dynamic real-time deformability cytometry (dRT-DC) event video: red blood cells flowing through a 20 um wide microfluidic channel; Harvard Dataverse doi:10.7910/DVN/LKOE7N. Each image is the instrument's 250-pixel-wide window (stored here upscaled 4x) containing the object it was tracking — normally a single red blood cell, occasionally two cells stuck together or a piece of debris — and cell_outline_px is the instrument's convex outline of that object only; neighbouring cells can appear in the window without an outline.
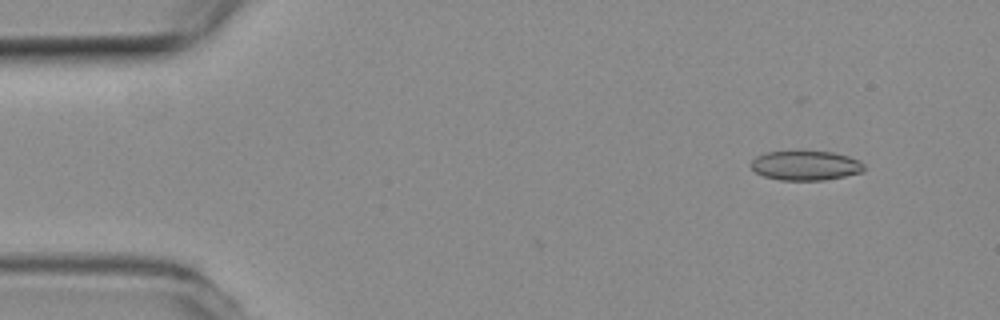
{"species": "common noctule bat (a hibernating species)", "species_latin": "Nyctalus noctula", "temperature_condition": "room temperature", "stored_images_in_passage": 2, "camera_frame_rate_fps": 3000, "um_per_image_px": 0.085, "animal": {"sex": "female", "body_mass_g": 19.3, "forearm_length_mm": 54.1}, "frame": {"image": 1, "passage_image": 2, "time_ms": 0.333, "image_size_px": [1000, 320], "cell_outline_px": [[864, 172], [824, 180], [780, 180], [764, 176], [756, 172], [752, 168], [752, 160], [756, 156], [764, 152], [796, 148], [800, 148], [832, 152], [848, 156], [860, 160], [864, 164]], "centroid_in_image_um": [68.47, 14.01], "position_along_channel_um": 16.5, "area_um2": 20.35}}